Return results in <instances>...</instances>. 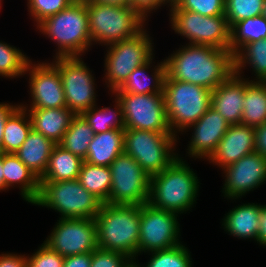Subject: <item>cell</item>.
I'll use <instances>...</instances> for the list:
<instances>
[{"instance_id": "6da1fadb", "label": "cell", "mask_w": 266, "mask_h": 267, "mask_svg": "<svg viewBox=\"0 0 266 267\" xmlns=\"http://www.w3.org/2000/svg\"><path fill=\"white\" fill-rule=\"evenodd\" d=\"M165 78L203 86L218 87L234 74V55L230 50L188 42L164 59Z\"/></svg>"}, {"instance_id": "7a4b0ae2", "label": "cell", "mask_w": 266, "mask_h": 267, "mask_svg": "<svg viewBox=\"0 0 266 267\" xmlns=\"http://www.w3.org/2000/svg\"><path fill=\"white\" fill-rule=\"evenodd\" d=\"M178 153L161 173L150 177L148 203L154 207L181 215L197 203L200 181L186 160Z\"/></svg>"}, {"instance_id": "3957f363", "label": "cell", "mask_w": 266, "mask_h": 267, "mask_svg": "<svg viewBox=\"0 0 266 267\" xmlns=\"http://www.w3.org/2000/svg\"><path fill=\"white\" fill-rule=\"evenodd\" d=\"M99 249L138 259L140 206L102 203L94 218Z\"/></svg>"}, {"instance_id": "277c9868", "label": "cell", "mask_w": 266, "mask_h": 267, "mask_svg": "<svg viewBox=\"0 0 266 267\" xmlns=\"http://www.w3.org/2000/svg\"><path fill=\"white\" fill-rule=\"evenodd\" d=\"M36 29L57 44L53 58L82 57L93 47L86 0L73 1L67 8L38 23Z\"/></svg>"}, {"instance_id": "5b68a950", "label": "cell", "mask_w": 266, "mask_h": 267, "mask_svg": "<svg viewBox=\"0 0 266 267\" xmlns=\"http://www.w3.org/2000/svg\"><path fill=\"white\" fill-rule=\"evenodd\" d=\"M88 28L93 45L129 39L146 27L147 20L133 7H117L86 0Z\"/></svg>"}, {"instance_id": "8992f818", "label": "cell", "mask_w": 266, "mask_h": 267, "mask_svg": "<svg viewBox=\"0 0 266 267\" xmlns=\"http://www.w3.org/2000/svg\"><path fill=\"white\" fill-rule=\"evenodd\" d=\"M211 90L196 84L165 78L163 95L169 127L174 135L197 122L211 107Z\"/></svg>"}, {"instance_id": "52a82bcc", "label": "cell", "mask_w": 266, "mask_h": 267, "mask_svg": "<svg viewBox=\"0 0 266 267\" xmlns=\"http://www.w3.org/2000/svg\"><path fill=\"white\" fill-rule=\"evenodd\" d=\"M32 205L53 209L59 218L94 219L102 202L74 179L40 181L39 195Z\"/></svg>"}, {"instance_id": "ba28073f", "label": "cell", "mask_w": 266, "mask_h": 267, "mask_svg": "<svg viewBox=\"0 0 266 267\" xmlns=\"http://www.w3.org/2000/svg\"><path fill=\"white\" fill-rule=\"evenodd\" d=\"M144 28L137 35L106 46L104 81L111 94L118 89L138 67L147 63L154 54V42Z\"/></svg>"}, {"instance_id": "9c48e42d", "label": "cell", "mask_w": 266, "mask_h": 267, "mask_svg": "<svg viewBox=\"0 0 266 267\" xmlns=\"http://www.w3.org/2000/svg\"><path fill=\"white\" fill-rule=\"evenodd\" d=\"M177 138L173 133L125 129L124 152L151 177L161 173L178 158L175 149Z\"/></svg>"}, {"instance_id": "30bf717a", "label": "cell", "mask_w": 266, "mask_h": 267, "mask_svg": "<svg viewBox=\"0 0 266 267\" xmlns=\"http://www.w3.org/2000/svg\"><path fill=\"white\" fill-rule=\"evenodd\" d=\"M172 30L189 44L229 50L230 26L225 15L204 16L183 9H169Z\"/></svg>"}, {"instance_id": "8fae6325", "label": "cell", "mask_w": 266, "mask_h": 267, "mask_svg": "<svg viewBox=\"0 0 266 267\" xmlns=\"http://www.w3.org/2000/svg\"><path fill=\"white\" fill-rule=\"evenodd\" d=\"M83 57L54 58L52 64L59 70L66 107L81 115L97 105L95 77Z\"/></svg>"}, {"instance_id": "7c38bea8", "label": "cell", "mask_w": 266, "mask_h": 267, "mask_svg": "<svg viewBox=\"0 0 266 267\" xmlns=\"http://www.w3.org/2000/svg\"><path fill=\"white\" fill-rule=\"evenodd\" d=\"M179 217L176 213L154 207L148 202L140 205L138 255L181 244Z\"/></svg>"}, {"instance_id": "4fadbf2b", "label": "cell", "mask_w": 266, "mask_h": 267, "mask_svg": "<svg viewBox=\"0 0 266 267\" xmlns=\"http://www.w3.org/2000/svg\"><path fill=\"white\" fill-rule=\"evenodd\" d=\"M122 106L125 129L172 133L163 93H112Z\"/></svg>"}, {"instance_id": "5bb4252c", "label": "cell", "mask_w": 266, "mask_h": 267, "mask_svg": "<svg viewBox=\"0 0 266 267\" xmlns=\"http://www.w3.org/2000/svg\"><path fill=\"white\" fill-rule=\"evenodd\" d=\"M109 167L112 178L109 204L140 206L148 202L150 177L131 156L124 152Z\"/></svg>"}, {"instance_id": "9a60e30c", "label": "cell", "mask_w": 266, "mask_h": 267, "mask_svg": "<svg viewBox=\"0 0 266 267\" xmlns=\"http://www.w3.org/2000/svg\"><path fill=\"white\" fill-rule=\"evenodd\" d=\"M44 243L63 257L98 249L94 219L59 218Z\"/></svg>"}, {"instance_id": "2e32d148", "label": "cell", "mask_w": 266, "mask_h": 267, "mask_svg": "<svg viewBox=\"0 0 266 267\" xmlns=\"http://www.w3.org/2000/svg\"><path fill=\"white\" fill-rule=\"evenodd\" d=\"M29 76L30 104L20 103L24 109H54L66 107L59 70L48 61L31 60L24 75ZM29 105V106H28Z\"/></svg>"}, {"instance_id": "e0dca14e", "label": "cell", "mask_w": 266, "mask_h": 267, "mask_svg": "<svg viewBox=\"0 0 266 267\" xmlns=\"http://www.w3.org/2000/svg\"><path fill=\"white\" fill-rule=\"evenodd\" d=\"M221 171L223 197L235 201L266 183V157L254 151Z\"/></svg>"}, {"instance_id": "ac0fdd59", "label": "cell", "mask_w": 266, "mask_h": 267, "mask_svg": "<svg viewBox=\"0 0 266 267\" xmlns=\"http://www.w3.org/2000/svg\"><path fill=\"white\" fill-rule=\"evenodd\" d=\"M230 124L212 107L195 123L188 126L183 132L192 130V136L187 146L186 154L195 159H209L217 145L229 129Z\"/></svg>"}, {"instance_id": "d6986e66", "label": "cell", "mask_w": 266, "mask_h": 267, "mask_svg": "<svg viewBox=\"0 0 266 267\" xmlns=\"http://www.w3.org/2000/svg\"><path fill=\"white\" fill-rule=\"evenodd\" d=\"M255 151V128L242 123L230 125L217 145L216 150L207 160L223 169L240 158Z\"/></svg>"}, {"instance_id": "ffe728a7", "label": "cell", "mask_w": 266, "mask_h": 267, "mask_svg": "<svg viewBox=\"0 0 266 267\" xmlns=\"http://www.w3.org/2000/svg\"><path fill=\"white\" fill-rule=\"evenodd\" d=\"M245 96V78L232 74L211 92V107L230 124L241 123Z\"/></svg>"}, {"instance_id": "44dd1931", "label": "cell", "mask_w": 266, "mask_h": 267, "mask_svg": "<svg viewBox=\"0 0 266 267\" xmlns=\"http://www.w3.org/2000/svg\"><path fill=\"white\" fill-rule=\"evenodd\" d=\"M4 191L19 187L25 202L32 204L39 195L40 179L27 168L15 153H3Z\"/></svg>"}, {"instance_id": "7402d4cb", "label": "cell", "mask_w": 266, "mask_h": 267, "mask_svg": "<svg viewBox=\"0 0 266 267\" xmlns=\"http://www.w3.org/2000/svg\"><path fill=\"white\" fill-rule=\"evenodd\" d=\"M261 210L260 203L238 204L225 214L221 226L230 236L257 242Z\"/></svg>"}, {"instance_id": "603a6c76", "label": "cell", "mask_w": 266, "mask_h": 267, "mask_svg": "<svg viewBox=\"0 0 266 267\" xmlns=\"http://www.w3.org/2000/svg\"><path fill=\"white\" fill-rule=\"evenodd\" d=\"M154 58L155 56H153L147 63L136 68L128 76L126 81L112 93H132V94L163 93L164 80L166 76V65L164 60L161 61L160 63L157 62V65H154L155 64L154 63L155 61H153ZM150 72L152 73L150 74Z\"/></svg>"}, {"instance_id": "cb8c5ba5", "label": "cell", "mask_w": 266, "mask_h": 267, "mask_svg": "<svg viewBox=\"0 0 266 267\" xmlns=\"http://www.w3.org/2000/svg\"><path fill=\"white\" fill-rule=\"evenodd\" d=\"M32 129L59 144L75 116L67 107L54 109H26Z\"/></svg>"}, {"instance_id": "d4e9b609", "label": "cell", "mask_w": 266, "mask_h": 267, "mask_svg": "<svg viewBox=\"0 0 266 267\" xmlns=\"http://www.w3.org/2000/svg\"><path fill=\"white\" fill-rule=\"evenodd\" d=\"M55 145L52 140L31 129L15 154L27 168L40 178L47 168Z\"/></svg>"}, {"instance_id": "484cf974", "label": "cell", "mask_w": 266, "mask_h": 267, "mask_svg": "<svg viewBox=\"0 0 266 267\" xmlns=\"http://www.w3.org/2000/svg\"><path fill=\"white\" fill-rule=\"evenodd\" d=\"M124 131L125 129H111L94 134L84 162L109 167L120 154L124 153Z\"/></svg>"}, {"instance_id": "4316f807", "label": "cell", "mask_w": 266, "mask_h": 267, "mask_svg": "<svg viewBox=\"0 0 266 267\" xmlns=\"http://www.w3.org/2000/svg\"><path fill=\"white\" fill-rule=\"evenodd\" d=\"M84 160L56 144L40 181H66L78 179Z\"/></svg>"}, {"instance_id": "83f0119b", "label": "cell", "mask_w": 266, "mask_h": 267, "mask_svg": "<svg viewBox=\"0 0 266 267\" xmlns=\"http://www.w3.org/2000/svg\"><path fill=\"white\" fill-rule=\"evenodd\" d=\"M241 123L254 128L266 123V82L245 78Z\"/></svg>"}, {"instance_id": "f1b7e54d", "label": "cell", "mask_w": 266, "mask_h": 267, "mask_svg": "<svg viewBox=\"0 0 266 267\" xmlns=\"http://www.w3.org/2000/svg\"><path fill=\"white\" fill-rule=\"evenodd\" d=\"M248 66L256 76L249 81L266 82V39L248 43L234 55V73L244 77L243 69Z\"/></svg>"}, {"instance_id": "f546056e", "label": "cell", "mask_w": 266, "mask_h": 267, "mask_svg": "<svg viewBox=\"0 0 266 267\" xmlns=\"http://www.w3.org/2000/svg\"><path fill=\"white\" fill-rule=\"evenodd\" d=\"M32 129L26 109L20 105L7 117L4 126L2 153H16Z\"/></svg>"}, {"instance_id": "4dcf8cb0", "label": "cell", "mask_w": 266, "mask_h": 267, "mask_svg": "<svg viewBox=\"0 0 266 267\" xmlns=\"http://www.w3.org/2000/svg\"><path fill=\"white\" fill-rule=\"evenodd\" d=\"M77 180L102 203H108L112 183L110 167L83 162Z\"/></svg>"}, {"instance_id": "1f68e13d", "label": "cell", "mask_w": 266, "mask_h": 267, "mask_svg": "<svg viewBox=\"0 0 266 267\" xmlns=\"http://www.w3.org/2000/svg\"><path fill=\"white\" fill-rule=\"evenodd\" d=\"M113 103V108L102 107L99 108L94 105L89 110L83 112L81 115L87 121L94 134L107 132L111 129H125L124 114L120 101L116 96Z\"/></svg>"}, {"instance_id": "d6a6232c", "label": "cell", "mask_w": 266, "mask_h": 267, "mask_svg": "<svg viewBox=\"0 0 266 267\" xmlns=\"http://www.w3.org/2000/svg\"><path fill=\"white\" fill-rule=\"evenodd\" d=\"M266 39V18L263 15L236 22L230 28L229 50L235 55L244 45Z\"/></svg>"}, {"instance_id": "836d02e7", "label": "cell", "mask_w": 266, "mask_h": 267, "mask_svg": "<svg viewBox=\"0 0 266 267\" xmlns=\"http://www.w3.org/2000/svg\"><path fill=\"white\" fill-rule=\"evenodd\" d=\"M94 132L82 115H75L59 143L64 149L85 160Z\"/></svg>"}, {"instance_id": "e575fe53", "label": "cell", "mask_w": 266, "mask_h": 267, "mask_svg": "<svg viewBox=\"0 0 266 267\" xmlns=\"http://www.w3.org/2000/svg\"><path fill=\"white\" fill-rule=\"evenodd\" d=\"M30 61L22 50L0 41V76L9 79L23 77Z\"/></svg>"}, {"instance_id": "d590c367", "label": "cell", "mask_w": 266, "mask_h": 267, "mask_svg": "<svg viewBox=\"0 0 266 267\" xmlns=\"http://www.w3.org/2000/svg\"><path fill=\"white\" fill-rule=\"evenodd\" d=\"M148 262L141 267H192L191 252L181 243L173 248L148 253Z\"/></svg>"}, {"instance_id": "8d00e7d4", "label": "cell", "mask_w": 266, "mask_h": 267, "mask_svg": "<svg viewBox=\"0 0 266 267\" xmlns=\"http://www.w3.org/2000/svg\"><path fill=\"white\" fill-rule=\"evenodd\" d=\"M265 0H225V17L230 28L241 20L262 15Z\"/></svg>"}, {"instance_id": "74e56055", "label": "cell", "mask_w": 266, "mask_h": 267, "mask_svg": "<svg viewBox=\"0 0 266 267\" xmlns=\"http://www.w3.org/2000/svg\"><path fill=\"white\" fill-rule=\"evenodd\" d=\"M169 9H183L204 16L225 15V0H173Z\"/></svg>"}, {"instance_id": "f35d334b", "label": "cell", "mask_w": 266, "mask_h": 267, "mask_svg": "<svg viewBox=\"0 0 266 267\" xmlns=\"http://www.w3.org/2000/svg\"><path fill=\"white\" fill-rule=\"evenodd\" d=\"M73 1L75 0H27V9L36 26L47 17L67 8Z\"/></svg>"}, {"instance_id": "ab89813d", "label": "cell", "mask_w": 266, "mask_h": 267, "mask_svg": "<svg viewBox=\"0 0 266 267\" xmlns=\"http://www.w3.org/2000/svg\"><path fill=\"white\" fill-rule=\"evenodd\" d=\"M26 258L27 267H63L65 259V257L53 251L44 242L32 255H27Z\"/></svg>"}, {"instance_id": "60d3db41", "label": "cell", "mask_w": 266, "mask_h": 267, "mask_svg": "<svg viewBox=\"0 0 266 267\" xmlns=\"http://www.w3.org/2000/svg\"><path fill=\"white\" fill-rule=\"evenodd\" d=\"M132 261L133 259L123 253L98 248L92 252L90 267H128Z\"/></svg>"}, {"instance_id": "b9f144b4", "label": "cell", "mask_w": 266, "mask_h": 267, "mask_svg": "<svg viewBox=\"0 0 266 267\" xmlns=\"http://www.w3.org/2000/svg\"><path fill=\"white\" fill-rule=\"evenodd\" d=\"M173 0H130V5L133 7L141 16L148 20L150 14L156 12L162 6L171 7ZM156 10V11H155ZM152 11V12H151Z\"/></svg>"}, {"instance_id": "7bdbcfd3", "label": "cell", "mask_w": 266, "mask_h": 267, "mask_svg": "<svg viewBox=\"0 0 266 267\" xmlns=\"http://www.w3.org/2000/svg\"><path fill=\"white\" fill-rule=\"evenodd\" d=\"M0 267H27L26 254L1 253Z\"/></svg>"}, {"instance_id": "ee69618b", "label": "cell", "mask_w": 266, "mask_h": 267, "mask_svg": "<svg viewBox=\"0 0 266 267\" xmlns=\"http://www.w3.org/2000/svg\"><path fill=\"white\" fill-rule=\"evenodd\" d=\"M92 252L67 256L64 259L63 267H90Z\"/></svg>"}, {"instance_id": "f6af8a7d", "label": "cell", "mask_w": 266, "mask_h": 267, "mask_svg": "<svg viewBox=\"0 0 266 267\" xmlns=\"http://www.w3.org/2000/svg\"><path fill=\"white\" fill-rule=\"evenodd\" d=\"M19 106L15 103H0V152L2 153V141L4 134V126L7 121V117Z\"/></svg>"}, {"instance_id": "bcb514c9", "label": "cell", "mask_w": 266, "mask_h": 267, "mask_svg": "<svg viewBox=\"0 0 266 267\" xmlns=\"http://www.w3.org/2000/svg\"><path fill=\"white\" fill-rule=\"evenodd\" d=\"M255 152L266 157V123L255 128Z\"/></svg>"}, {"instance_id": "7dc6e473", "label": "cell", "mask_w": 266, "mask_h": 267, "mask_svg": "<svg viewBox=\"0 0 266 267\" xmlns=\"http://www.w3.org/2000/svg\"><path fill=\"white\" fill-rule=\"evenodd\" d=\"M259 230L257 235V243L259 246L266 247V204L262 205Z\"/></svg>"}, {"instance_id": "c3c4849f", "label": "cell", "mask_w": 266, "mask_h": 267, "mask_svg": "<svg viewBox=\"0 0 266 267\" xmlns=\"http://www.w3.org/2000/svg\"><path fill=\"white\" fill-rule=\"evenodd\" d=\"M92 2H97L99 4H107L117 7H127L130 5V0H91Z\"/></svg>"}, {"instance_id": "681fc988", "label": "cell", "mask_w": 266, "mask_h": 267, "mask_svg": "<svg viewBox=\"0 0 266 267\" xmlns=\"http://www.w3.org/2000/svg\"><path fill=\"white\" fill-rule=\"evenodd\" d=\"M3 153L0 152V192L4 191Z\"/></svg>"}, {"instance_id": "f907efd6", "label": "cell", "mask_w": 266, "mask_h": 267, "mask_svg": "<svg viewBox=\"0 0 266 267\" xmlns=\"http://www.w3.org/2000/svg\"><path fill=\"white\" fill-rule=\"evenodd\" d=\"M128 267H141L140 266V263L136 260H133L129 265Z\"/></svg>"}, {"instance_id": "816d5d0a", "label": "cell", "mask_w": 266, "mask_h": 267, "mask_svg": "<svg viewBox=\"0 0 266 267\" xmlns=\"http://www.w3.org/2000/svg\"><path fill=\"white\" fill-rule=\"evenodd\" d=\"M262 15L266 18V0L264 1Z\"/></svg>"}]
</instances>
